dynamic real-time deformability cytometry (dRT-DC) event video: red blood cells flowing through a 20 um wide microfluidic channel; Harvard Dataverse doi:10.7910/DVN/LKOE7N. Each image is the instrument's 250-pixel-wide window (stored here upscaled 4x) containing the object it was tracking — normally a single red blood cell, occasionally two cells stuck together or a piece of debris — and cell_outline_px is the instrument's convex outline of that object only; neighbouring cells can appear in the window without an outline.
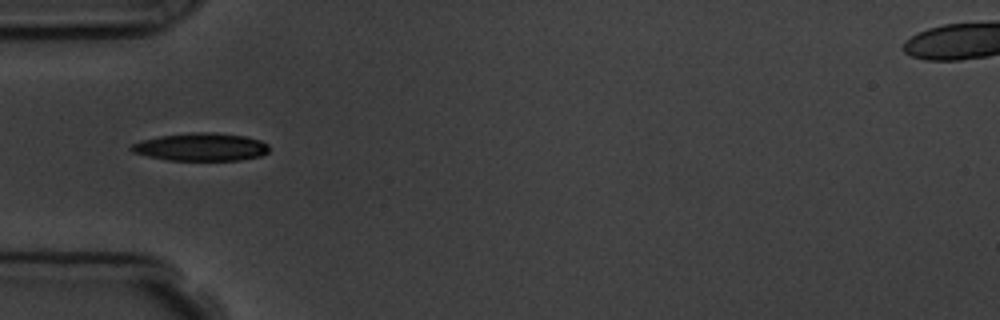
{"species": "common noctule bat (a hibernating species)", "species_latin": "Nyctalus noctula", "temperature_condition": "room temperature", "stored_images_in_passage": 2, "camera_frame_rate_fps": 3000, "um_per_image_px": 0.085, "animal": {"sex": "male", "body_mass_g": 19.5, "forearm_length_mm": 54.6}, "frame": {"image": 1, "passage_image": 1, "time_ms": 0.0, "image_size_px": [1000, 320], "cell_outline_px": [[268, 152], [260, 156], [240, 160], [168, 160], [148, 156], [132, 152], [128, 148], [132, 144], [140, 140], [160, 136], [192, 132], [212, 132], [244, 136], [260, 140], [268, 144]], "centroid_in_image_um": [17.06, 12.49], "position_along_channel_um": 67.9, "area_um2": 22.37}}